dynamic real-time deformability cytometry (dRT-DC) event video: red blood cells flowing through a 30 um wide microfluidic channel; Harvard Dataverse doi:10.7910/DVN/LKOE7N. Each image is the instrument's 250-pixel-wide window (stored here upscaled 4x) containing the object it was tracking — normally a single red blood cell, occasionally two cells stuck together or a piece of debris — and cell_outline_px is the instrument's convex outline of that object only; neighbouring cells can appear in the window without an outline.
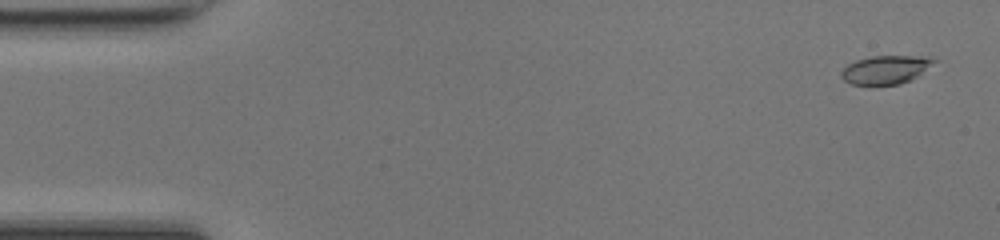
{"species": "common noctule bat (a hibernating species)", "species_latin": "Nyctalus noctula", "temperature_condition": "room temperature", "stored_images_in_passage": 49, "camera_frame_rate_fps": 3000, "um_per_image_px": 0.085, "animal": {"sex": "female", "body_mass_g": 17.0, "forearm_length_mm": 48.0}, "frame": {"image": 1, "passage_image": 2, "time_ms": 0.333, "image_size_px": [1000, 240], "cell_outline_px": [[940, 60], [912, 80], [900, 84], [852, 84], [844, 80], [840, 76], [840, 72], [848, 64], [856, 60], [872, 56], [924, 56]], "centroid_in_image_um": [75.32, 5.91], "position_along_channel_um": 9.7, "area_um2": 15.43}}
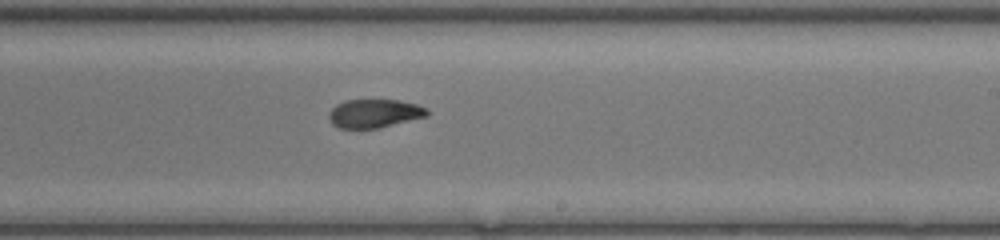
{"frame": {"image": 2, "passage_image": 29, "time_ms": 9.333, "image_size_px": [1000, 240], "cell_outline_px": [[428, 116], [380, 128], [340, 128], [332, 124], [328, 120], [328, 112], [336, 104], [344, 100], [396, 100], [416, 104], [428, 108]], "centroid_in_image_um": [31.8, 9.64], "position_along_channel_um": 257.2, "area_um2": 16.47}}
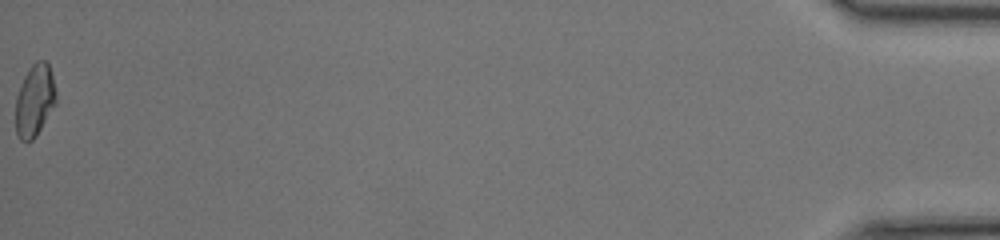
{"frame": {"image": 3, "passage_image": 49, "time_ms": 16.0, "image_size_px": [1000, 240], "cell_outline_px": [[56, 104], [36, 136], [32, 140], [20, 140], [16, 132], [16, 96], [24, 76], [28, 68], [36, 60], [44, 60], [48, 64], [56, 88]], "centroid_in_image_um": [2.95, 8.52], "position_along_channel_um": 432.2, "area_um2": 16.99}, "authors_computed_cell_mechanics": {"area_um2": 16.9932, "velocity_mm_per_s": 4.2733, "shape_relaxation_time_tau1_ms": null, "shape_relaxation_time_tau2_ms": 1.4296, "deformation_change_tau1": null, "deformation_change_tau2": 0.0678}}